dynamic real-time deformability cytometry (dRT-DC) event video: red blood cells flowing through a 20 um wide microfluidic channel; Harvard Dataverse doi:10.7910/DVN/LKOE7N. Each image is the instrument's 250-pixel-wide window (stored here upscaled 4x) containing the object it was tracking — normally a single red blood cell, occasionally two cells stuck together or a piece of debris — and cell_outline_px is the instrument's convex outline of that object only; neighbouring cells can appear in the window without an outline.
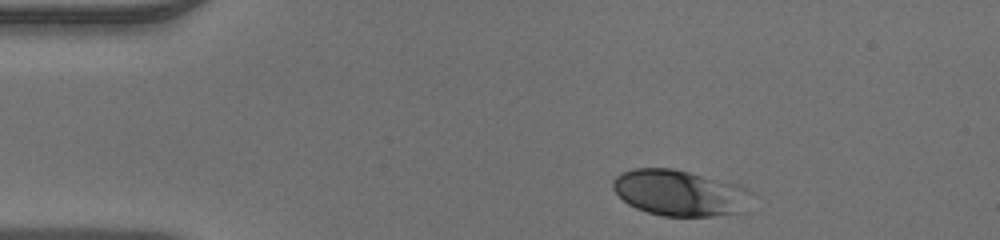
{"species": "human", "species_latin": "Homo sapiens", "temperature_condition": "warm", "stored_images_in_passage": 35, "camera_frame_rate_fps": 3000, "um_per_image_px": 0.085, "donor": {"sex": "male"}, "frame": {"image": 1, "passage_image": 1, "time_ms": 0.0, "image_size_px": [1000, 240], "cell_outline_px": [[752, 192], [744, 212], [712, 216], [664, 216], [648, 212], [636, 208], [628, 204], [612, 188], [612, 180], [620, 172], [632, 168], [672, 168], [740, 184], [748, 188]], "centroid_in_image_um": [57.79, 16.39], "position_along_channel_um": 27.2, "area_um2": 37.4}}
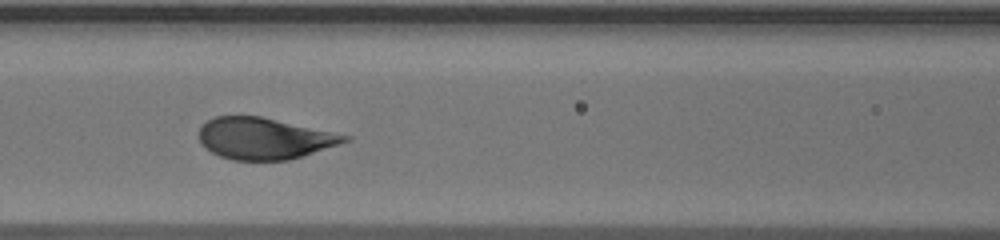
{"frame": {"image": 2, "passage_image": 14, "time_ms": 4.333, "image_size_px": [1000, 240], "cell_outline_px": [[352, 140], [288, 160], [232, 160], [220, 156], [204, 148], [200, 144], [200, 128], [208, 120], [216, 116], [260, 116], [352, 136]], "centroid_in_image_um": [22.45, 11.77], "position_along_channel_um": 144.1, "area_um2": 34.97}}
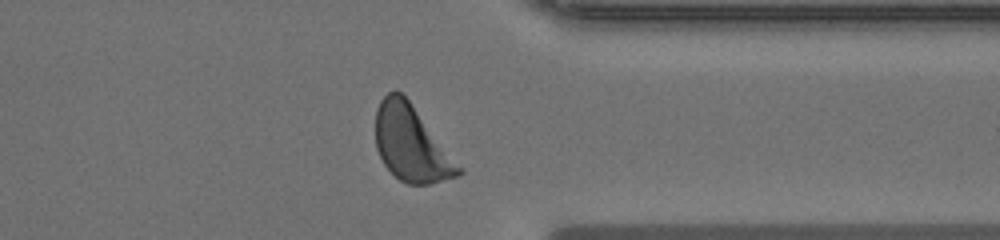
{"frame": {"image": 3, "passage_image": 31, "time_ms": 10.0, "image_size_px": [1000, 240], "cell_outline_px": [[464, 172], [460, 176], [432, 184], [408, 184], [400, 180], [384, 164], [376, 148], [376, 108], [380, 100], [388, 92], [400, 92], [408, 100], [464, 168]], "centroid_in_image_um": [35.0, 12.25], "position_along_channel_um": 376.4, "area_um2": 36.47}}